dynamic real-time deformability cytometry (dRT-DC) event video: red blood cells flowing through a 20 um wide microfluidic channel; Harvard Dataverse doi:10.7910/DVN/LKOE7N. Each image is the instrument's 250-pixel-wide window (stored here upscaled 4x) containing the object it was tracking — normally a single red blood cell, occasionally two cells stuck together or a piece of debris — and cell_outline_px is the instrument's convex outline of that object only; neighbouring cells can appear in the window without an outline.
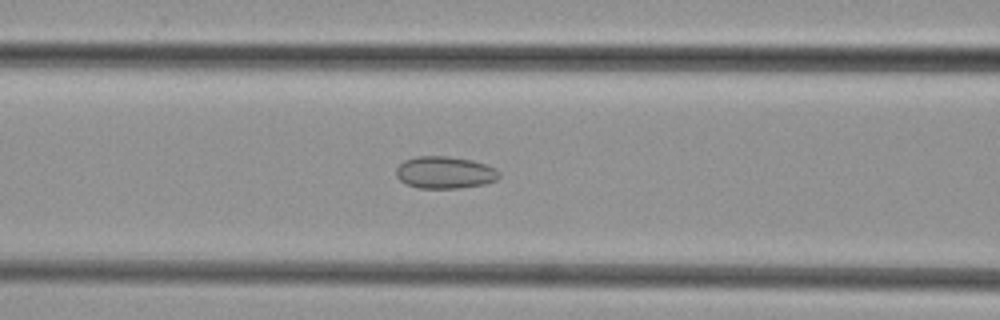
{"species": "common noctule bat (a hibernating species)", "species_latin": "Nyctalus noctula", "temperature_condition": "cold", "stored_images_in_passage": 50, "camera_frame_rate_fps": 3000, "um_per_image_px": 0.085, "animal": {"sex": "female", "body_mass_g": 29.2, "forearm_length_mm": 56.3}, "frame": {"image": 1, "passage_image": 20, "time_ms": 6.333, "image_size_px": [1000, 320], "cell_outline_px": [[500, 176], [496, 180], [484, 184], [460, 188], [420, 188], [408, 184], [400, 180], [396, 176], [396, 168], [404, 160], [416, 156], [448, 156], [472, 160], [496, 168], [500, 172]], "centroid_in_image_um": [37.82, 14.65], "position_along_channel_um": 128.8, "area_um2": 19.31}}
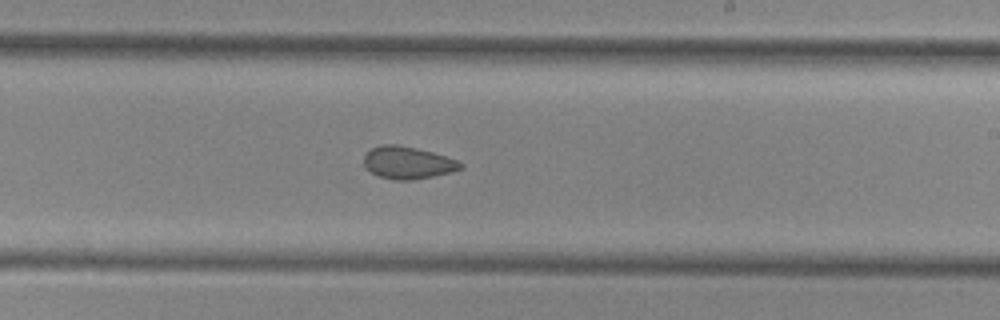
{"frame": {"image": 2, "passage_image": 29, "time_ms": 9.333, "image_size_px": [1000, 320], "cell_outline_px": [[464, 168], [452, 172], [412, 180], [396, 180], [380, 176], [364, 168], [364, 156], [372, 148], [380, 144], [396, 144], [416, 148], [432, 152], [456, 160], [464, 164]], "centroid_in_image_um": [34.66, 13.83], "position_along_channel_um": 254.3, "area_um2": 18.15}}
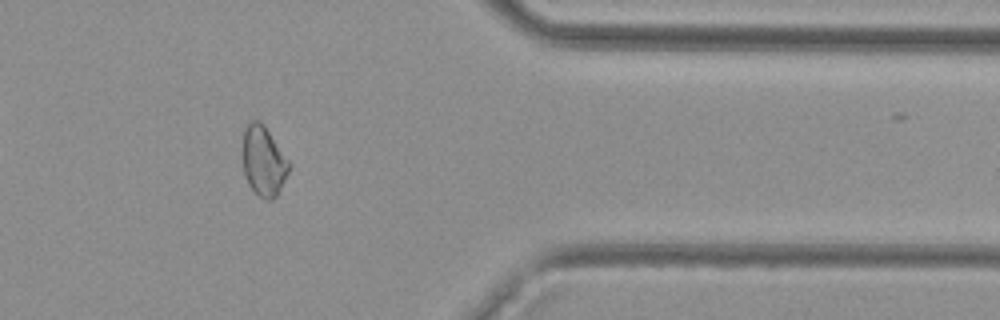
{"frame": {"image": 3, "passage_image": 40, "time_ms": 13.0, "image_size_px": [1000, 320], "cell_outline_px": [[292, 168], [276, 196], [272, 200], [264, 200], [248, 184], [244, 176], [244, 128], [252, 120], [260, 120], [264, 124], [288, 160]], "centroid_in_image_um": [22.43, 13.7], "position_along_channel_um": 389.0, "area_um2": 18.73}}